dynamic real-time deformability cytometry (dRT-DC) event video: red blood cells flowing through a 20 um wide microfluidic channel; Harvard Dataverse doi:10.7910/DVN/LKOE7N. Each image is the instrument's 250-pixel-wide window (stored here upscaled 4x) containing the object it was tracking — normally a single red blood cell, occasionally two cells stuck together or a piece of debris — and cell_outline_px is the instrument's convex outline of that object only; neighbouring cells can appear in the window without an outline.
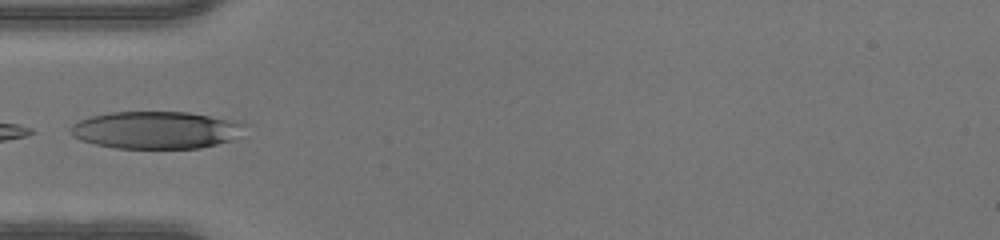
{"species": "human", "species_latin": "Homo sapiens", "temperature_condition": "warm", "stored_images_in_passage": 5, "camera_frame_rate_fps": 3000, "um_per_image_px": 0.085, "donor": {"sex": "male"}, "frame": {"image": 1, "passage_image": 1, "time_ms": 0.0, "image_size_px": [1000, 240], "cell_outline_px": [[248, 124], [232, 140], [200, 148], [116, 148], [96, 144], [80, 140], [72, 136], [68, 132], [72, 124], [80, 120], [92, 116], [112, 112], [188, 112], [236, 120]], "centroid_in_image_um": [13.25, 11.05], "position_along_channel_um": 71.7, "area_um2": 37.97}}